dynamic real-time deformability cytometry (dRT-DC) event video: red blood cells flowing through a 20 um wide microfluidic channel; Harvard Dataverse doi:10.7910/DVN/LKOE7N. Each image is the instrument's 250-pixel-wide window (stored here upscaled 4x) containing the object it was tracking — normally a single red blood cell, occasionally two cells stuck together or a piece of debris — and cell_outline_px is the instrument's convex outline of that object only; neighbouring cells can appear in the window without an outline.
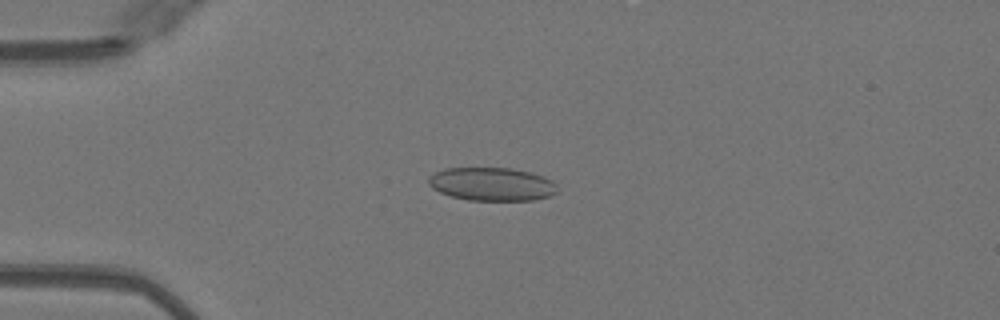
{"species": "Egyptian fruit bat (a non-hibernating species)", "species_latin": "Rousettus aegyptiacus", "temperature_condition": "warm", "stored_images_in_passage": 42, "camera_frame_rate_fps": 3000, "um_per_image_px": 0.085, "animal": {"sex": "female"}, "frame": {"image": 1, "passage_image": 5, "time_ms": 1.333, "image_size_px": [1000, 320], "cell_outline_px": [[556, 192], [552, 196], [532, 200], [468, 200], [452, 196], [440, 192], [432, 188], [428, 184], [428, 176], [444, 168], [512, 168], [532, 172], [544, 176], [552, 180], [556, 184]], "centroid_in_image_um": [41.82, 15.64], "position_along_channel_um": 43.2, "area_um2": 25.14}}
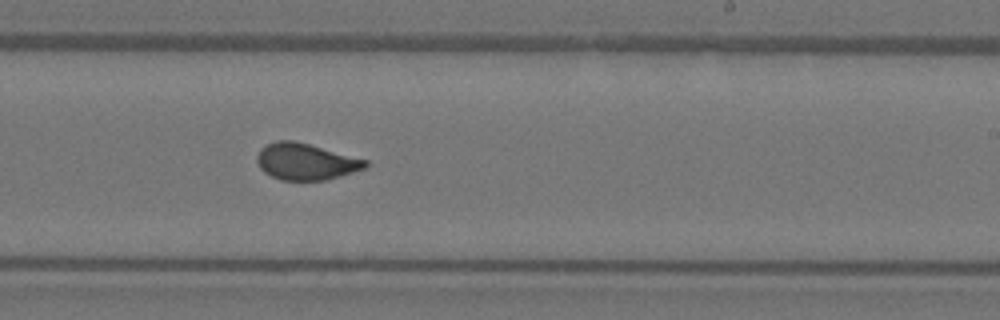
{"frame": {"image": 2, "passage_image": 23, "time_ms": 7.333, "image_size_px": [1000, 320], "cell_outline_px": [[368, 168], [340, 176], [324, 180], [280, 180], [264, 172], [260, 168], [256, 160], [256, 156], [260, 148], [276, 140], [292, 140], [308, 144], [368, 160]], "centroid_in_image_um": [25.99, 13.74], "position_along_channel_um": 263.0, "area_um2": 23.06}}
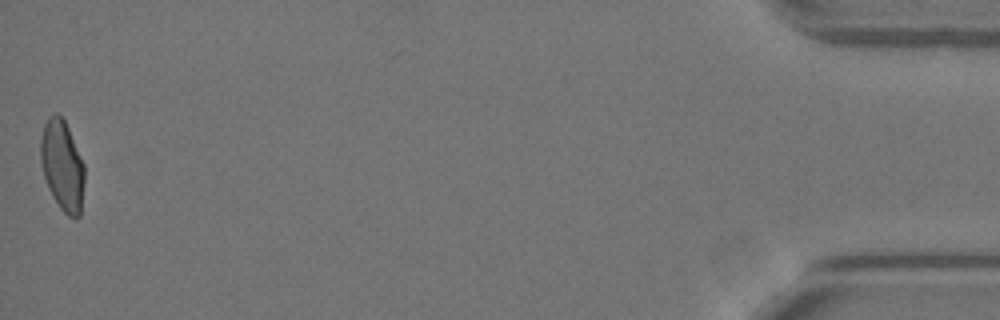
{"frame": {"image": 3, "passage_image": 42, "time_ms": 13.667, "image_size_px": [1000, 320], "cell_outline_px": [[84, 180], [80, 216], [76, 220], [68, 216], [60, 208], [52, 196], [48, 188], [44, 176], [40, 160], [40, 136], [44, 124], [48, 116], [56, 112], [64, 120], [68, 128], [84, 164]], "centroid_in_image_um": [5.28, 14.08], "position_along_channel_um": 429.9, "area_um2": 23.24}, "authors_computed_cell_mechanics": {"area_um2": 23.5246, "velocity_mm_per_s": 4.082, "shape_relaxation_time_tau1_ms": 10.1327, "shape_relaxation_time_tau2_ms": null, "deformation_change_tau1": 0.2145, "deformation_change_tau2": null}}